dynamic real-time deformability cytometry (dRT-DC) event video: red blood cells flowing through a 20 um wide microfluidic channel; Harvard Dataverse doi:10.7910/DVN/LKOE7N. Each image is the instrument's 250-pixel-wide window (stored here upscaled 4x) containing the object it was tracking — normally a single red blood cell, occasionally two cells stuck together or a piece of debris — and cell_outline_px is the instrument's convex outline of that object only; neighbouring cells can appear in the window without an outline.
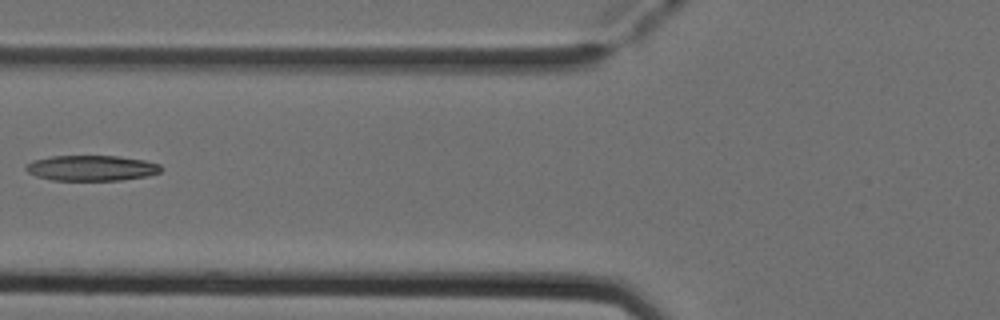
{"species": "Egyptian fruit bat (a non-hibernating species)", "species_latin": "Rousettus aegyptiacus", "temperature_condition": "cold", "stored_images_in_passage": 3, "camera_frame_rate_fps": 3000, "um_per_image_px": 0.085, "animal": {"sex": "female"}, "frame": {"image": 1, "passage_image": 3, "time_ms": 0.667, "image_size_px": [1000, 320], "cell_outline_px": [[164, 168], [160, 172], [148, 176], [120, 180], [52, 180], [36, 176], [28, 172], [24, 168], [32, 160], [52, 156], [120, 156], [144, 160], [160, 164]], "centroid_in_image_um": [7.8, 14.28], "position_along_channel_um": 118.0, "area_um2": 20.11}}